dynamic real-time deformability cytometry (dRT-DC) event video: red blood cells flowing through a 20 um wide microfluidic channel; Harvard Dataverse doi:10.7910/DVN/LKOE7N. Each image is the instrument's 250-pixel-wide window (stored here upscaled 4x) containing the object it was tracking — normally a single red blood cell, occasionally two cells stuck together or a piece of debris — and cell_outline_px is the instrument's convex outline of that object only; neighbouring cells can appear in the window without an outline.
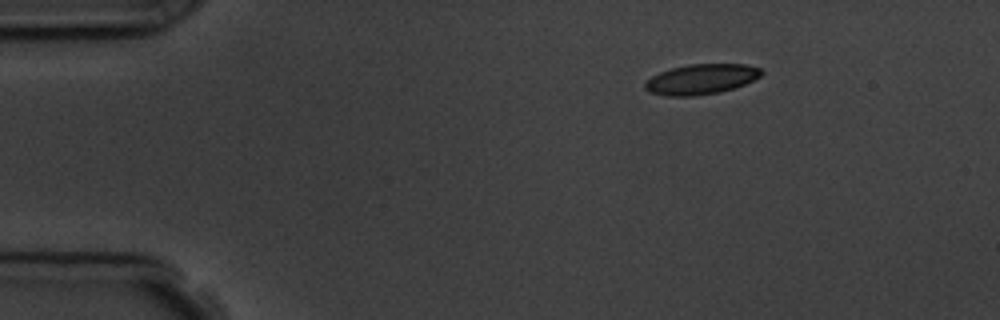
{"species": "common noctule bat (a hibernating species)", "species_latin": "Nyctalus noctula", "temperature_condition": "room temperature", "stored_images_in_passage": 4, "segment_of_instrument_passage": [1, 2], "camera_frame_rate_fps": 3000, "um_per_image_px": 0.085, "animal": {"sex": "male", "body_mass_g": 19.5, "forearm_length_mm": 54.6}, "frame": {"image": 1, "passage_image": 1, "time_ms": 0.0, "image_size_px": [1000, 320], "cell_outline_px": [[764, 72], [760, 76], [744, 84], [720, 92], [692, 96], [668, 96], [648, 92], [644, 88], [644, 84], [652, 76], [660, 72], [672, 68], [688, 64], [744, 64], [760, 68]], "centroid_in_image_um": [59.58, 6.73], "position_along_channel_um": 25.4, "area_um2": 20.35}}